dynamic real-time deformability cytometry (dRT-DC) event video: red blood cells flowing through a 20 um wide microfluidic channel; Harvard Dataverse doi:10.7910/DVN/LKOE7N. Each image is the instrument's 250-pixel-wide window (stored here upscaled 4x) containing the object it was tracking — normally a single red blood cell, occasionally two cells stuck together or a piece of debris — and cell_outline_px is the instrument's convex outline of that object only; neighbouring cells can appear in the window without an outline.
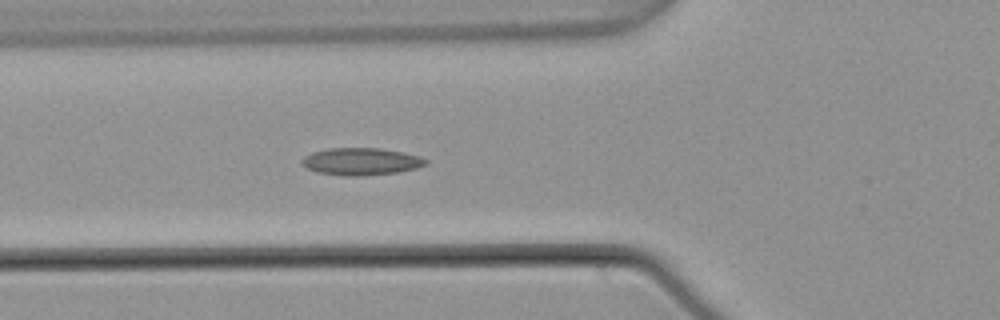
{"species": "common noctule bat (a hibernating species)", "species_latin": "Nyctalus noctula", "temperature_condition": "warm", "stored_images_in_passage": 3, "camera_frame_rate_fps": 3000, "um_per_image_px": 0.085, "animal": {"sex": "male", "body_mass_g": 21.5, "forearm_length_mm": 52.0}, "frame": {"image": 1, "passage_image": 3, "time_ms": 0.667, "image_size_px": [1000, 320], "cell_outline_px": [[428, 164], [416, 168], [400, 172], [364, 176], [348, 176], [316, 172], [300, 164], [300, 160], [304, 156], [312, 152], [328, 148], [380, 148], [420, 156], [428, 160]], "centroid_in_image_um": [30.68, 13.73], "position_along_channel_um": 95.1, "area_um2": 19.83}}